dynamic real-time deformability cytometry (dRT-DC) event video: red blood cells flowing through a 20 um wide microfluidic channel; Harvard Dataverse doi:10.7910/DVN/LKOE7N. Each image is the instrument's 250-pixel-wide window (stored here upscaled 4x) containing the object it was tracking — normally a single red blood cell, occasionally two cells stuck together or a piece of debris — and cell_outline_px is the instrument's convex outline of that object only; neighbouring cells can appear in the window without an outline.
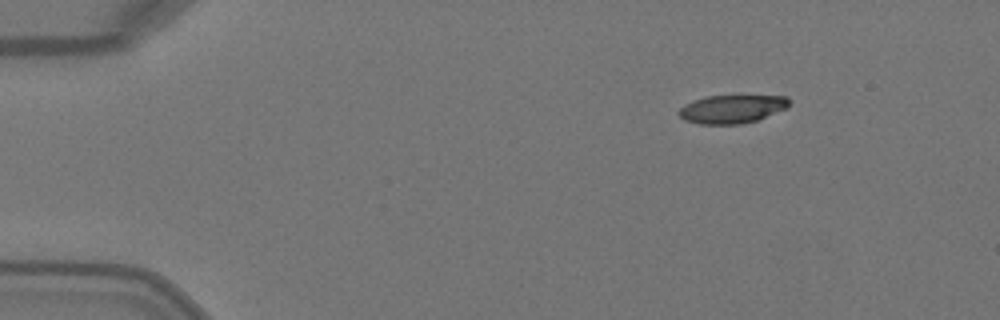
{"species": "Egyptian fruit bat (a non-hibernating species)", "species_latin": "Rousettus aegyptiacus", "temperature_condition": "warm", "stored_images_in_passage": 3, "camera_frame_rate_fps": 3000, "um_per_image_px": 0.085, "animal": {"sex": "female"}, "frame": {"image": 1, "passage_image": 1, "time_ms": 0.0, "image_size_px": [1000, 320], "cell_outline_px": [[792, 100], [788, 108], [756, 120], [740, 124], [700, 124], [684, 120], [680, 116], [680, 108], [684, 104], [692, 100], [704, 96], [788, 96]], "centroid_in_image_um": [62.24, 9.26], "position_along_channel_um": 22.8, "area_um2": 18.26}}
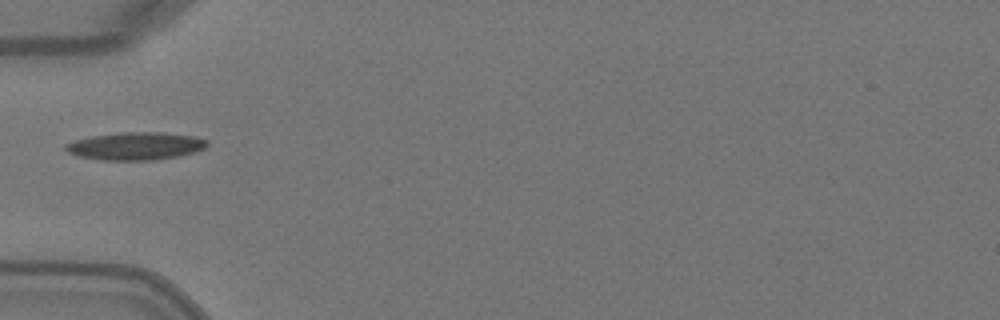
{"frame": {"image": 2, "passage_image": 3, "time_ms": 0.667, "image_size_px": [1000, 320], "cell_outline_px": [[208, 144], [204, 148], [192, 152], [176, 156], [152, 160], [104, 160], [76, 156], [68, 152], [64, 148], [64, 144], [76, 140], [92, 136], [124, 132], [160, 132], [192, 136], [208, 140]], "centroid_in_image_um": [11.48, 12.41], "position_along_channel_um": 73.5, "area_um2": 22.6}}